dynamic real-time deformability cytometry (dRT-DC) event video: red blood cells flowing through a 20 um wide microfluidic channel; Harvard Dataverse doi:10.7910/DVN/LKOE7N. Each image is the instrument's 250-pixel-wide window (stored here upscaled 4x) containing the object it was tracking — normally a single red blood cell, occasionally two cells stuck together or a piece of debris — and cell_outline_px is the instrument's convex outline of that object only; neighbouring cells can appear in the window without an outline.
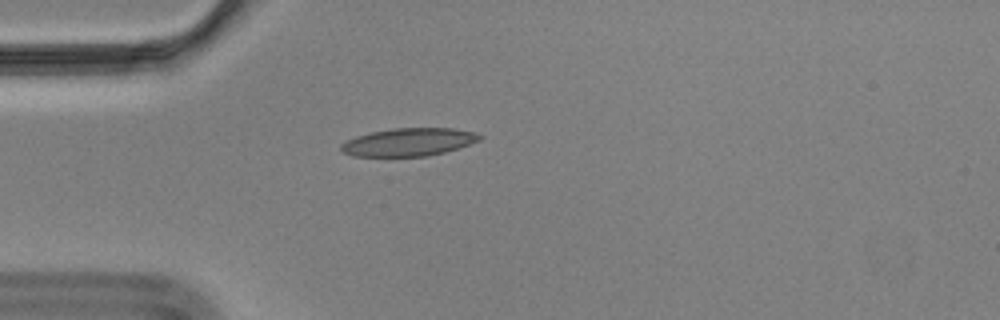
{"species": "Egyptian fruit bat (a non-hibernating species)", "species_latin": "Rousettus aegyptiacus", "temperature_condition": "cold", "stored_images_in_passage": 38, "camera_frame_rate_fps": 3000, "um_per_image_px": 0.085, "animal": {"sex": "male"}, "frame": {"image": 1, "passage_image": 1, "time_ms": 0.0, "image_size_px": [1000, 320], "cell_outline_px": [[484, 136], [480, 140], [444, 152], [428, 156], [352, 156], [344, 152], [340, 148], [340, 144], [356, 136], [372, 132], [392, 128], [452, 128], [472, 132]], "centroid_in_image_um": [34.72, 12.07], "position_along_channel_um": 50.3, "area_um2": 22.31}}
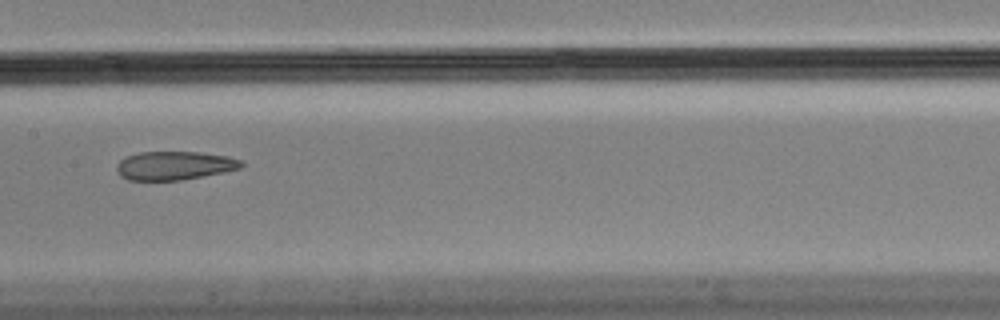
{"frame": {"image": 2, "passage_image": 14, "time_ms": 4.333, "image_size_px": [1000, 320], "cell_outline_px": [[244, 164], [240, 168], [224, 172], [180, 180], [128, 180], [120, 176], [116, 168], [116, 164], [124, 156], [140, 152], [200, 152], [228, 156], [240, 160]], "centroid_in_image_um": [14.79, 14.07], "position_along_channel_um": 192.6, "area_um2": 20.81}}
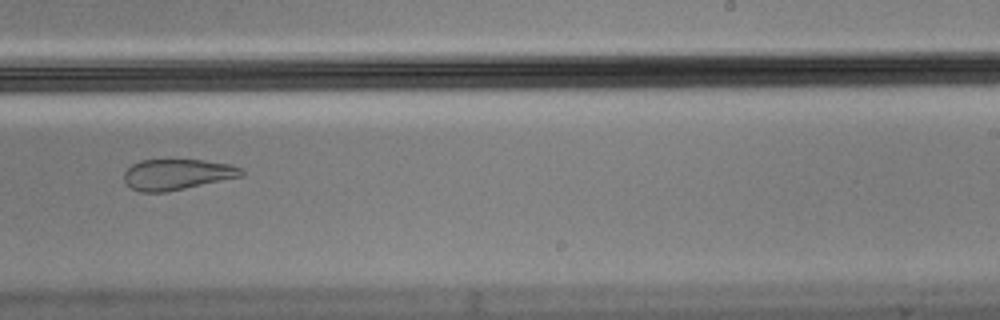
{"frame": {"image": 3, "passage_image": 21, "time_ms": 6.667, "image_size_px": [1000, 320], "cell_outline_px": [[244, 176], [168, 192], [140, 192], [132, 188], [124, 180], [124, 172], [132, 164], [140, 160], [204, 160], [228, 164], [240, 168], [244, 172]], "centroid_in_image_um": [15.06, 14.83], "position_along_channel_um": 273.9, "area_um2": 21.04}, "authors_computed_cell_mechanics": {"area_um2": 22.7732, "velocity_mm_per_s": 3.5091, "shape_relaxation_time_tau1_ms": null, "shape_relaxation_time_tau2_ms": 2.4951, "deformation_change_tau1": null, "deformation_change_tau2": 0.0865}}